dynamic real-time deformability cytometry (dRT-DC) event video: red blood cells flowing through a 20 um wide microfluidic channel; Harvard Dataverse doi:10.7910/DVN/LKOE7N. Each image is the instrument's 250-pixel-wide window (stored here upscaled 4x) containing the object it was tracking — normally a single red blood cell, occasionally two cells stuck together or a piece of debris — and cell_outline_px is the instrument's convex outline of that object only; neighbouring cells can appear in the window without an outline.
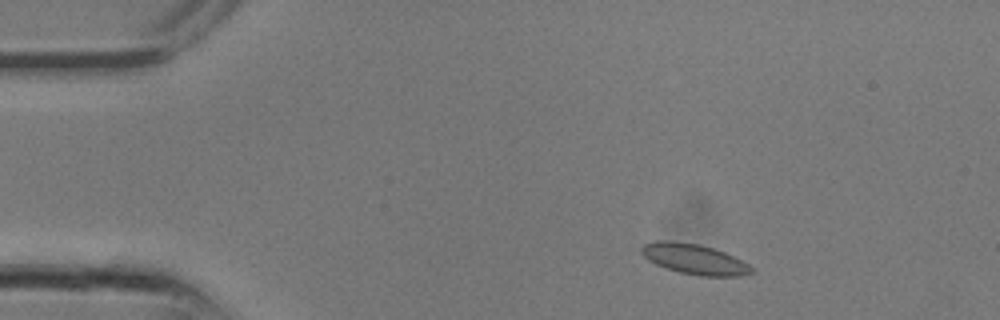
{"species": "common noctule bat (a hibernating species)", "species_latin": "Nyctalus noctula", "temperature_condition": "room temperature", "stored_images_in_passage": 26, "camera_frame_rate_fps": 3000, "um_per_image_px": 0.085, "animal": {"sex": "male", "body_mass_g": 13.3}, "frame": {"image": 1, "passage_image": 3, "time_ms": 0.667, "image_size_px": [1000, 320], "cell_outline_px": [[756, 272], [740, 276], [700, 276], [680, 272], [664, 268], [648, 260], [640, 252], [640, 248], [644, 244], [656, 240], [668, 240], [700, 244], [724, 252], [756, 268]], "centroid_in_image_um": [59.02, 22.03], "position_along_channel_um": 26.0, "area_um2": 19.59}}
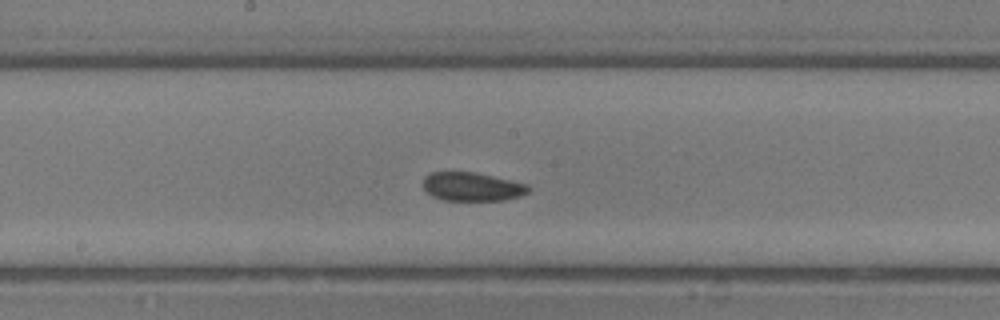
{"frame": {"image": 2, "passage_image": 13, "time_ms": 4.0, "image_size_px": [1000, 320], "cell_outline_px": [[532, 188], [528, 192], [520, 196], [504, 200], [444, 200], [432, 196], [424, 188], [424, 176], [428, 172], [472, 172], [492, 176], [528, 184]], "centroid_in_image_um": [40.14, 15.87], "position_along_channel_um": 208.1, "area_um2": 17.51}}
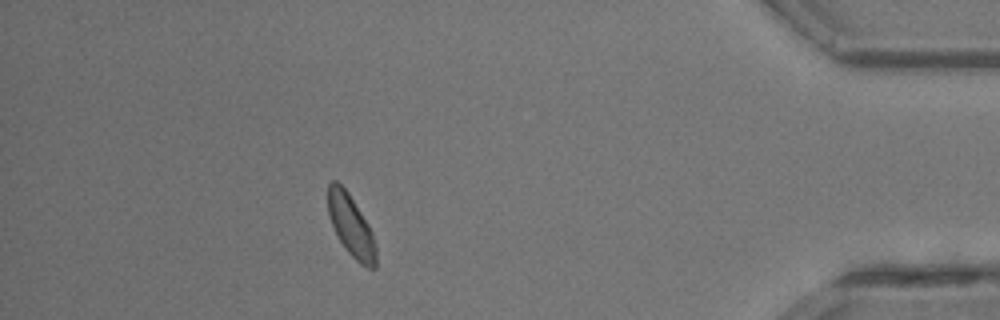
{"frame": {"image": 3, "passage_image": 23, "time_ms": 7.333, "image_size_px": [1000, 320], "cell_outline_px": [[376, 268], [368, 268], [360, 264], [348, 252], [340, 240], [332, 224], [328, 212], [328, 184], [332, 180], [336, 180], [348, 192], [368, 224], [372, 232], [376, 248]], "centroid_in_image_um": [29.84, 19.19], "position_along_channel_um": 405.4, "area_um2": 16.99}}